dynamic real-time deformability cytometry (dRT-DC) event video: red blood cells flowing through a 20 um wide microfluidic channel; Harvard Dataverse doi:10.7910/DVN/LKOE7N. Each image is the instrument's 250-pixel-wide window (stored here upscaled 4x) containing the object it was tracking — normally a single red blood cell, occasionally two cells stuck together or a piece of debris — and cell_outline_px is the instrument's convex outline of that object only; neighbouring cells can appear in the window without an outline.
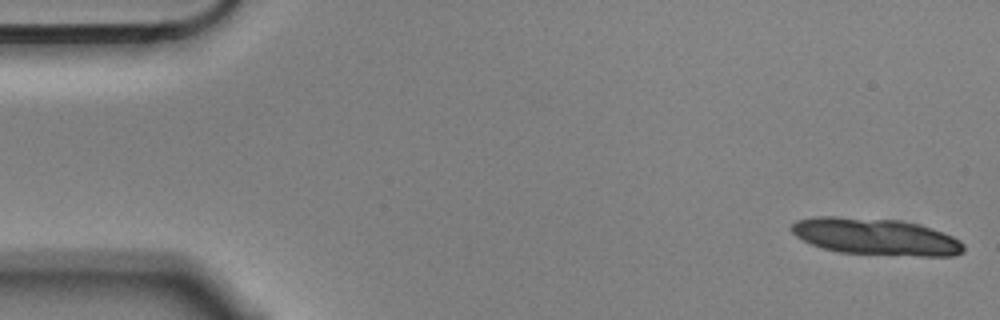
{"species": "Egyptian fruit bat (a non-hibernating species)", "species_latin": "Rousettus aegyptiacus", "temperature_condition": "cold", "stored_images_in_passage": 16, "segment_of_instrument_passage": [1, 2], "camera_frame_rate_fps": 3000, "um_per_image_px": 0.085, "animal": {"sex": "male"}, "frame": {"image": 1, "passage_image": 1, "time_ms": 0.0, "image_size_px": [1000, 320], "cell_outline_px": [[964, 252], [956, 256], [916, 256], [840, 252], [824, 248], [812, 244], [796, 236], [788, 228], [796, 220], [820, 216], [832, 216], [896, 220], [916, 224], [932, 228], [952, 236], [960, 240], [964, 244]], "centroid_in_image_um": [74.45, 20.12], "position_along_channel_um": 10.5, "area_um2": 36.76}}